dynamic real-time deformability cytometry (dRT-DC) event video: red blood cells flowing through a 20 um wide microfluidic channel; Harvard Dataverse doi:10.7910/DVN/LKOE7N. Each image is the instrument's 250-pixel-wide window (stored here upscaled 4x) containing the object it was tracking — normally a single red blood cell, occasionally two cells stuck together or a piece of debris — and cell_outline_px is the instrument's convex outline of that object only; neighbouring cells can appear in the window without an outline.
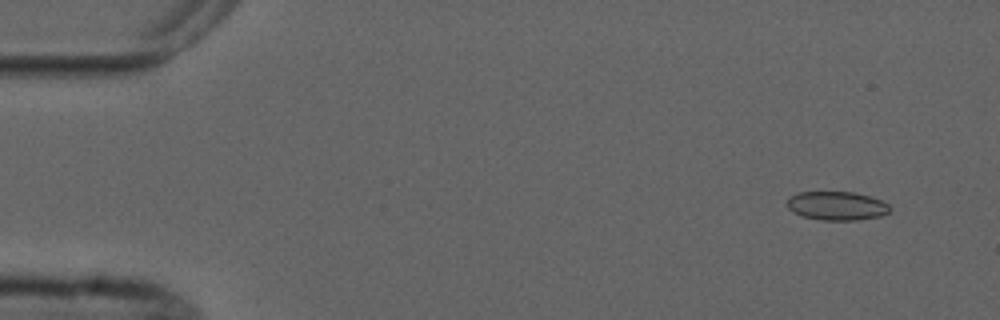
{"species": "common noctule bat (a hibernating species)", "species_latin": "Nyctalus noctula", "temperature_condition": "cold", "stored_images_in_passage": 6, "camera_frame_rate_fps": 3000, "um_per_image_px": 0.085, "animal": {"sex": "male", "forearm_length_mm": 52.5}, "frame": {"image": 1, "passage_image": 2, "time_ms": 1.0, "image_size_px": [1000, 320], "cell_outline_px": [[892, 208], [888, 212], [880, 216], [860, 220], [820, 220], [804, 216], [792, 212], [784, 204], [788, 196], [800, 192], [856, 192], [880, 200], [888, 204]], "centroid_in_image_um": [71.08, 17.49], "position_along_channel_um": 13.9, "area_um2": 17.4}}